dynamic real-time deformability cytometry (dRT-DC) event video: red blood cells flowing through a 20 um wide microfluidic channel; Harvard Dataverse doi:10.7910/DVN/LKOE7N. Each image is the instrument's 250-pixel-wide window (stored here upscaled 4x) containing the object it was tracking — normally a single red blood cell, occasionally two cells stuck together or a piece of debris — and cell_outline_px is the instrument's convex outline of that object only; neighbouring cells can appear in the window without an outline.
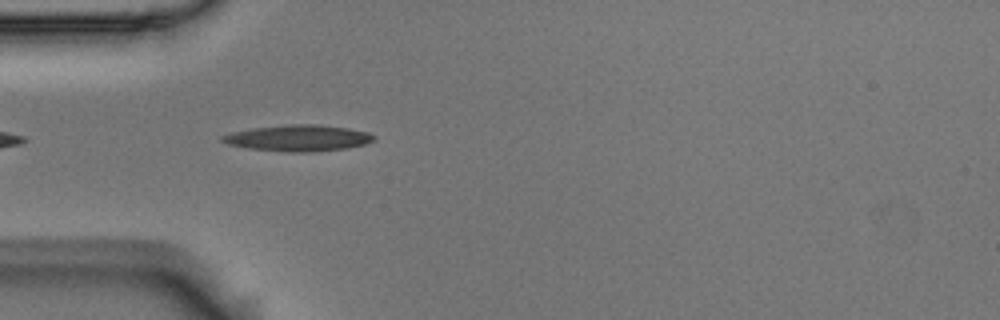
{"species": "Egyptian fruit bat (a non-hibernating species)", "species_latin": "Rousettus aegyptiacus", "temperature_condition": "room temperature", "stored_images_in_passage": 13, "camera_frame_rate_fps": 3000, "um_per_image_px": 0.085, "animal": {"sex": "male"}, "frame": {"image": 1, "passage_image": 3, "time_ms": 0.667, "image_size_px": [1000, 320], "cell_outline_px": [[376, 140], [364, 144], [348, 148], [312, 152], [292, 152], [248, 148], [228, 144], [220, 140], [220, 136], [232, 132], [252, 128], [288, 124], [316, 124], [348, 128], [368, 132], [376, 136]], "centroid_in_image_um": [25.37, 11.73], "position_along_channel_um": 59.6, "area_um2": 23.24}}
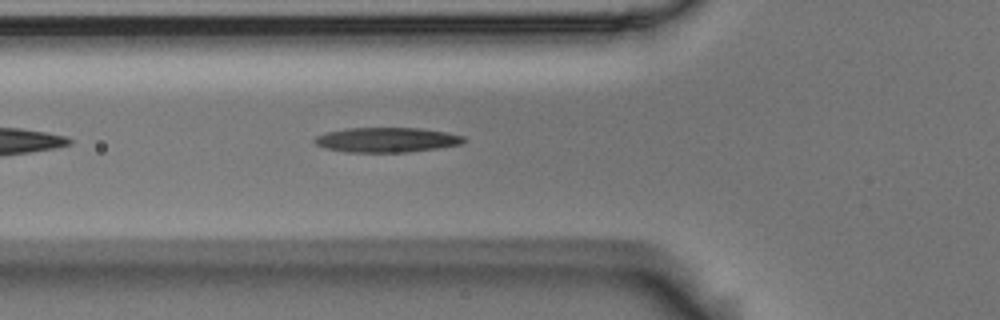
{"frame": {"image": 2, "passage_image": 6, "time_ms": 1.667, "image_size_px": [1000, 320], "cell_outline_px": [[468, 140], [460, 144], [436, 148], [408, 152], [344, 152], [324, 148], [316, 144], [312, 140], [316, 136], [328, 132], [344, 128], [420, 128], [448, 132], [464, 136]], "centroid_in_image_um": [32.86, 11.88], "position_along_channel_um": 92.9, "area_um2": 21.68}}
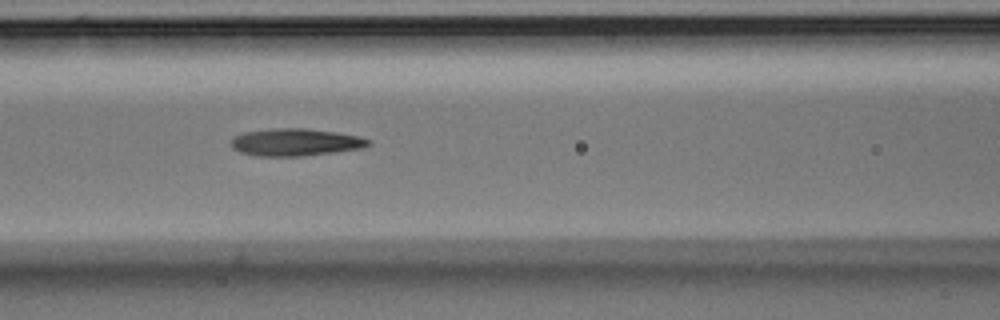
{"frame": {"image": 3, "passage_image": 10, "time_ms": 3.0, "image_size_px": [1000, 320], "cell_outline_px": [[372, 144], [364, 148], [304, 156], [256, 156], [240, 152], [232, 148], [228, 144], [232, 136], [244, 132], [276, 128], [308, 128], [336, 132], [360, 136], [372, 140]], "centroid_in_image_um": [25.11, 12.09], "position_along_channel_um": 141.5, "area_um2": 22.31}}